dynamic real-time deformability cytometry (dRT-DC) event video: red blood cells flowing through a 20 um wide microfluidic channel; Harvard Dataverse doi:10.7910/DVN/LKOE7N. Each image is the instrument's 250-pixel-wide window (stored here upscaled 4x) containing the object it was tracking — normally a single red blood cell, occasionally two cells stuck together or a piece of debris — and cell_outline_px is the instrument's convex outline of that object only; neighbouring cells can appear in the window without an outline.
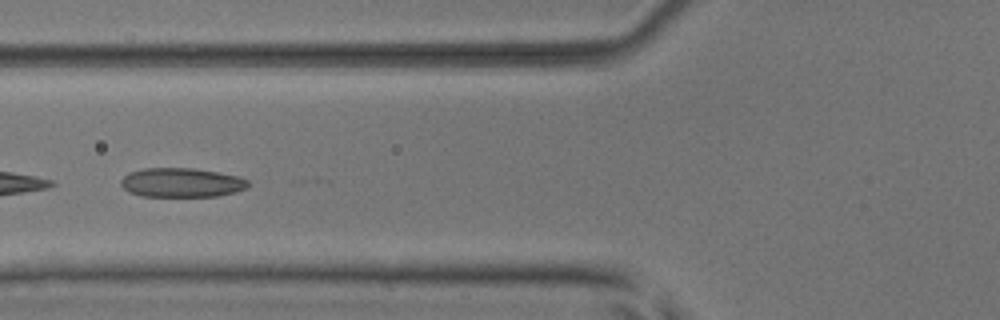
{"species": "common noctule bat (a hibernating species)", "species_latin": "Nyctalus noctula", "temperature_condition": "room temperature", "stored_images_in_passage": 29, "camera_frame_rate_fps": 3000, "um_per_image_px": 0.085, "animal": {"sex": "male", "body_mass_g": 17.9, "forearm_length_mm": 54.2}, "frame": {"image": 1, "passage_image": 5, "time_ms": 1.333, "image_size_px": [1000, 320], "cell_outline_px": [[248, 188], [236, 192], [216, 196], [140, 196], [128, 192], [120, 184], [120, 180], [128, 172], [144, 168], [192, 168], [216, 172], [236, 176], [248, 180]], "centroid_in_image_um": [15.39, 15.52], "position_along_channel_um": 110.4, "area_um2": 21.68}}